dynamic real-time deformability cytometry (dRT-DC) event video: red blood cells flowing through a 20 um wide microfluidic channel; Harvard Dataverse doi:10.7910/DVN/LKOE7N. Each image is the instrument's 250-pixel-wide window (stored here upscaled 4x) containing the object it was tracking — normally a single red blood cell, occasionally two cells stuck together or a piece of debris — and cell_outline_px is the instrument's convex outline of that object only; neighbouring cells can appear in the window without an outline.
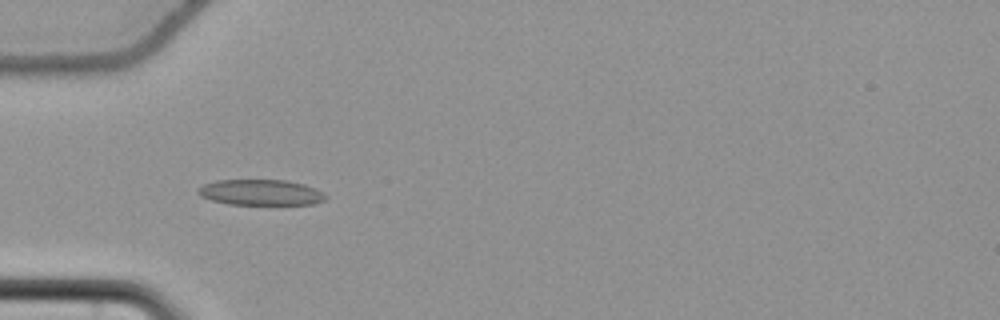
{"species": "common noctule bat (a hibernating species)", "species_latin": "Nyctalus noctula", "temperature_condition": "cold", "stored_images_in_passage": 45, "camera_frame_rate_fps": 3000, "um_per_image_px": 0.085, "animal": {"sex": "female", "body_mass_g": 22.7, "forearm_length_mm": 54.2}, "frame": {"image": 1, "passage_image": 7, "time_ms": 2.0, "image_size_px": [1000, 320], "cell_outline_px": [[328, 196], [324, 200], [316, 204], [228, 204], [212, 200], [200, 196], [196, 192], [204, 184], [216, 180], [284, 180], [304, 184], [316, 188], [324, 192]], "centroid_in_image_um": [22.2, 16.35], "position_along_channel_um": 62.8, "area_um2": 19.13}}
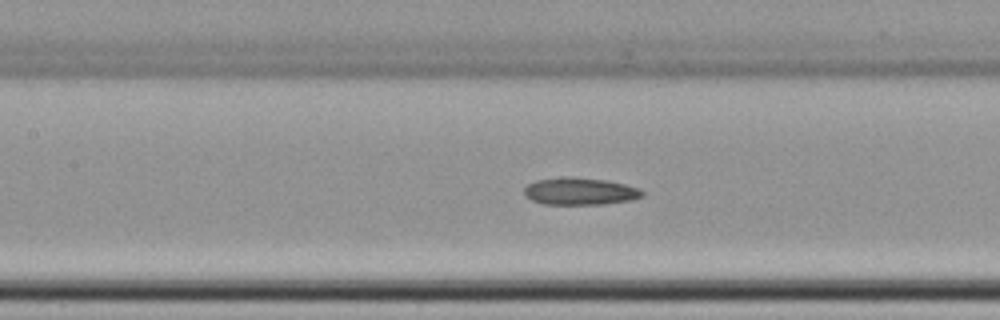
{"frame": {"image": 2, "passage_image": 15, "time_ms": 4.667, "image_size_px": [1000, 320], "cell_outline_px": [[644, 196], [632, 200], [604, 204], [544, 204], [532, 200], [524, 196], [524, 188], [528, 184], [536, 180], [564, 176], [572, 176], [608, 180], [640, 188], [644, 192]], "centroid_in_image_um": [49.31, 16.25], "position_along_channel_um": 158.1, "area_um2": 19.02}}
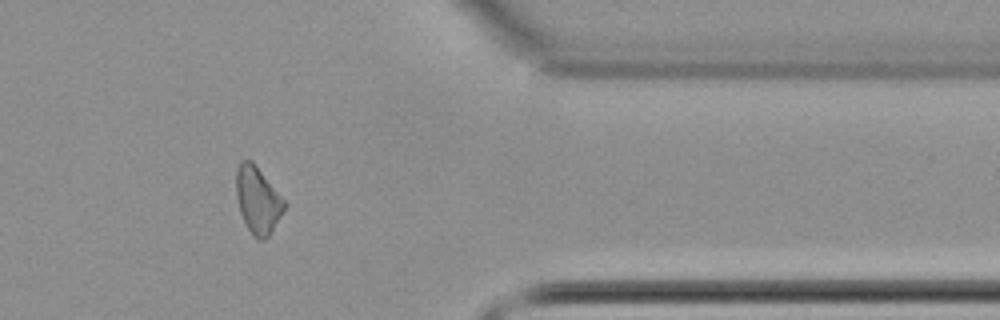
{"frame": {"image": 3, "passage_image": 35, "time_ms": 11.333, "image_size_px": [1000, 320], "cell_outline_px": [[288, 204], [268, 236], [264, 240], [260, 240], [252, 236], [240, 212], [236, 196], [236, 168], [240, 160], [252, 160]], "centroid_in_image_um": [21.9, 16.99], "position_along_channel_um": 389.5, "area_um2": 18.73}, "authors_computed_cell_mechanics": {"area_um2": 19.0162, "velocity_mm_per_s": 3.73, "shape_relaxation_time_tau1_ms": null, "shape_relaxation_time_tau2_ms": 10.1884, "deformation_change_tau1": null, "deformation_change_tau2": 0.1551}}